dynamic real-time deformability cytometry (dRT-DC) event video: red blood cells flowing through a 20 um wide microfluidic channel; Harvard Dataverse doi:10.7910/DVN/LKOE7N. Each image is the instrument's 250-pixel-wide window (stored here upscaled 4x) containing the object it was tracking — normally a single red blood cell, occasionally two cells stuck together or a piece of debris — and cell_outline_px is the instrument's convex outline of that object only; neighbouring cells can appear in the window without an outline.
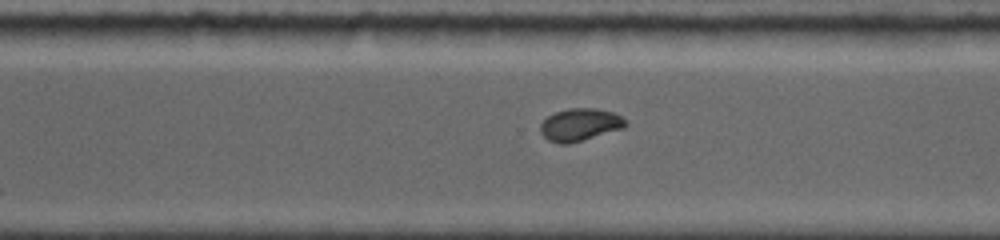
{"species": "common noctule bat (a hibernating species)", "species_latin": "Nyctalus noctula", "temperature_condition": "room temperature", "stored_images_in_passage": 13, "camera_frame_rate_fps": 5000, "um_per_image_px": 0.085, "animal": {"sex": "female", "body_mass_g": 19.0, "forearm_length_mm": 56.7}, "frame": {"image": 1, "passage_image": 13, "time_ms": 11.0, "image_size_px": [1000, 240], "cell_outline_px": [[628, 124], [624, 128], [568, 144], [560, 144], [548, 140], [540, 132], [540, 124], [548, 116], [556, 112], [568, 108], [596, 108], [612, 112], [620, 116]], "centroid_in_image_um": [49.28, 10.6], "position_along_channel_um": 321.3, "area_um2": 16.01}}